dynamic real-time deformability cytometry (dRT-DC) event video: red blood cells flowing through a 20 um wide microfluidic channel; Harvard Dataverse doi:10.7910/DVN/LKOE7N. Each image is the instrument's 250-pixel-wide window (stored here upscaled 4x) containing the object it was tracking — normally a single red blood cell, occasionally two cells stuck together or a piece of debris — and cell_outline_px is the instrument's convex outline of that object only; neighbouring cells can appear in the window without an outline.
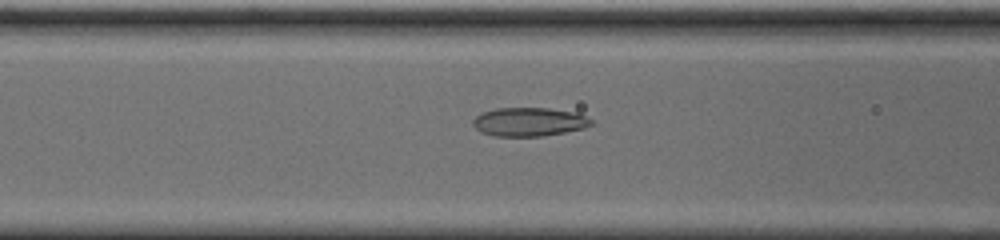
{"species": "common noctule bat (a hibernating species)", "species_latin": "Nyctalus noctula", "temperature_condition": "cold", "stored_images_in_passage": 54, "camera_frame_rate_fps": 3000, "um_per_image_px": 0.085, "animal": {"sex": "male", "body_mass_g": 20.0, "forearm_length_mm": 53.3}, "frame": {"image": 1, "passage_image": 20, "time_ms": 6.333, "image_size_px": [1000, 240], "cell_outline_px": [[592, 124], [584, 128], [564, 132], [540, 136], [492, 136], [480, 132], [472, 124], [472, 120], [476, 116], [484, 112], [496, 108], [548, 108], [576, 112], [592, 120]], "centroid_in_image_um": [44.94, 10.36], "position_along_channel_um": 121.7, "area_um2": 19.71}}
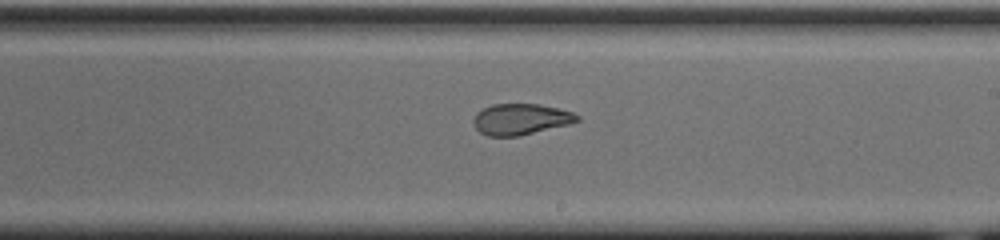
{"frame": {"image": 2, "passage_image": 30, "time_ms": 9.667, "image_size_px": [1000, 240], "cell_outline_px": [[580, 120], [568, 124], [520, 136], [488, 136], [480, 132], [476, 128], [472, 120], [476, 112], [492, 104], [540, 104], [572, 112], [580, 116]], "centroid_in_image_um": [44.24, 10.13], "position_along_channel_um": 244.8, "area_um2": 18.73}}
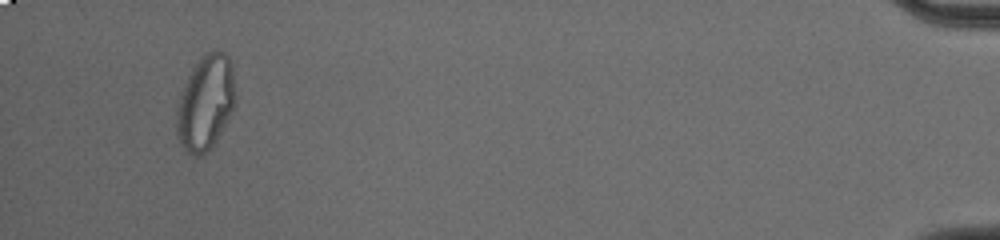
{"frame": {"image": 3, "passage_image": 51, "time_ms": 16.667, "image_size_px": [1000, 240], "cell_outline_px": [[236, 100], [212, 148], [200, 156], [196, 156], [188, 152], [184, 148], [176, 132], [176, 108], [184, 84], [188, 76], [196, 64], [208, 52], [216, 48], [224, 52], [228, 56], [232, 64], [236, 96]], "centroid_in_image_um": [17.47, 8.71], "position_along_channel_um": 417.7, "area_um2": 32.19}, "authors_computed_cell_mechanics": {"area_um2": 20.8369, "velocity_mm_per_s": 3.699, "shape_relaxation_time_tau1_ms": null, "shape_relaxation_time_tau2_ms": 1.5828, "deformation_change_tau1": null, "deformation_change_tau2": 0.0801}}